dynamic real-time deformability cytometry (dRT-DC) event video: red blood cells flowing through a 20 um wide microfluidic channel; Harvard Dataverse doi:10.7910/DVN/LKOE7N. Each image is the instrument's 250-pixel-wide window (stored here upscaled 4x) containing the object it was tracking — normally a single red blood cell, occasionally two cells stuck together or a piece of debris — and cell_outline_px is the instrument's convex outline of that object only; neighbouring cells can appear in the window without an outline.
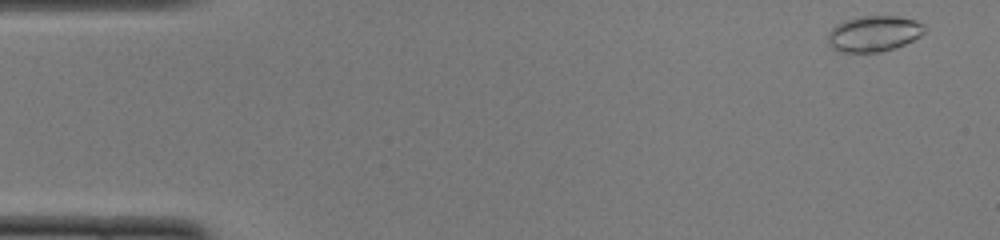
{"species": "common noctule bat (a hibernating species)", "species_latin": "Nyctalus noctula", "temperature_condition": "cold", "stored_images_in_passage": 49, "camera_frame_rate_fps": 3000, "um_per_image_px": 0.085, "animal": {"sex": "female", "body_mass_g": 22.0, "forearm_length_mm": 56.7}, "frame": {"image": 1, "passage_image": 1, "time_ms": 0.0, "image_size_px": [1000, 240], "cell_outline_px": [[928, 28], [920, 36], [904, 44], [880, 52], [840, 52], [832, 48], [828, 44], [828, 32], [836, 24], [844, 20], [864, 16], [900, 16], [916, 20], [924, 24]], "centroid_in_image_um": [74.28, 2.85], "position_along_channel_um": 10.7, "area_um2": 20.29}}
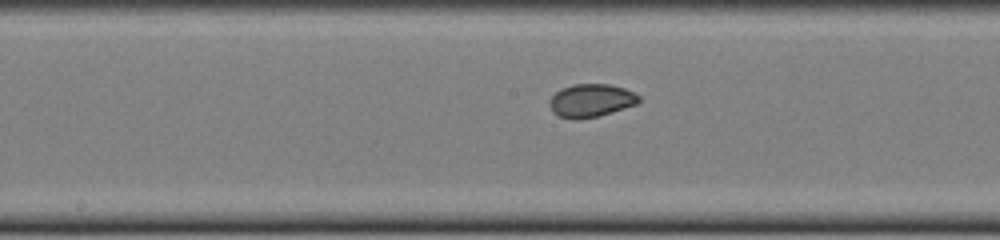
{"frame": {"image": 2, "passage_image": 24, "time_ms": 7.667, "image_size_px": [1000, 240], "cell_outline_px": [[640, 100], [636, 104], [612, 112], [596, 116], [576, 120], [556, 116], [552, 112], [548, 104], [548, 100], [560, 88], [572, 84], [608, 84], [624, 88], [640, 96]], "centroid_in_image_um": [50.18, 8.54], "position_along_channel_um": 198.0, "area_um2": 17.34}}
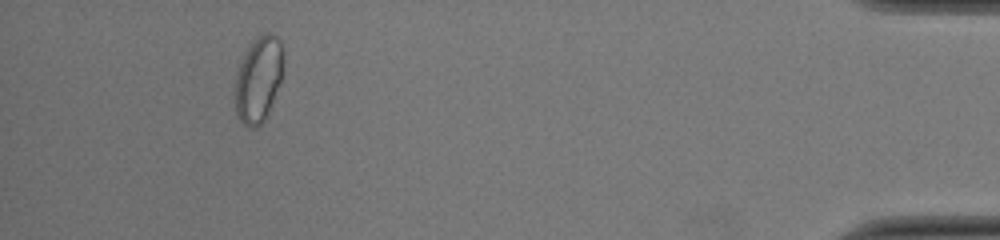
{"frame": {"image": 3, "passage_image": 45, "time_ms": 14.667, "image_size_px": [1000, 240], "cell_outline_px": [[284, 72], [268, 116], [260, 124], [252, 128], [244, 124], [240, 120], [236, 112], [236, 72], [240, 60], [244, 52], [252, 40], [256, 36], [264, 32], [272, 32], [280, 40], [284, 56]], "centroid_in_image_um": [22.0, 6.68], "position_along_channel_um": 413.2, "area_um2": 24.68}, "authors_computed_cell_mechanics": {"area_um2": 18.2648, "velocity_mm_per_s": 3.9782, "shape_relaxation_time_tau1_ms": null, "shape_relaxation_time_tau2_ms": 0.8997, "deformation_change_tau1": null, "deformation_change_tau2": 0.0281}}